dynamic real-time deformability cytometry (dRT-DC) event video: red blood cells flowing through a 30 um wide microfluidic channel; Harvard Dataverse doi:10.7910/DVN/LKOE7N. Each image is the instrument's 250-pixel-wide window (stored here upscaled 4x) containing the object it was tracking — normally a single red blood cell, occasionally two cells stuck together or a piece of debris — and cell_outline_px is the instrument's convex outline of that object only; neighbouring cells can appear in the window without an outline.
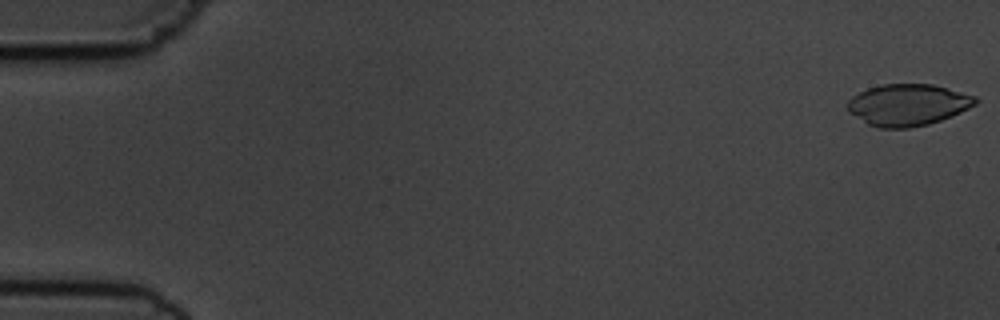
{"species": "common noctule bat (a hibernating species)", "species_latin": "Nyctalus noctula", "temperature_condition": "cold", "stored_images_in_passage": 56, "camera_frame_rate_fps": 3000, "um_per_image_px": 0.085, "animal": {"sex": "male", "body_mass_g": 19.5, "forearm_length_mm": 54.6}, "frame": {"image": 1, "passage_image": 1, "time_ms": 0.0, "image_size_px": [1000, 320], "cell_outline_px": [[980, 100], [976, 104], [960, 112], [940, 120], [928, 124], [908, 128], [876, 128], [868, 124], [848, 112], [848, 100], [852, 96], [868, 88], [884, 84], [932, 84], [976, 96]], "centroid_in_image_um": [77.16, 8.91], "position_along_channel_um": 7.8, "area_um2": 30.92}}